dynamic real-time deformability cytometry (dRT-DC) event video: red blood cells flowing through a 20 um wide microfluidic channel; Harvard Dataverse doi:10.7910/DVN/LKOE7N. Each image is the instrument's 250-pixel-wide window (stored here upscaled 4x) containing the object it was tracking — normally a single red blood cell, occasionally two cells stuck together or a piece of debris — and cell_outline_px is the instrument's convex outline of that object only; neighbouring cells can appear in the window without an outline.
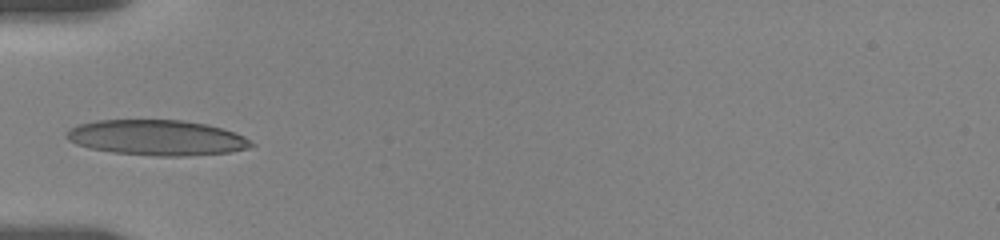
{"species": "human", "species_latin": "Homo sapiens", "temperature_condition": "room temperature", "stored_images_in_passage": 56, "camera_frame_rate_fps": 3000, "um_per_image_px": 0.085, "donor": {"sex": "female"}, "frame": {"image": 1, "passage_image": 1, "time_ms": 0.0, "image_size_px": [1000, 240], "cell_outline_px": [[256, 144], [248, 148], [228, 152], [184, 156], [156, 156], [112, 152], [88, 148], [76, 144], [68, 140], [64, 136], [64, 132], [68, 128], [76, 124], [96, 120], [184, 120], [208, 124], [224, 128], [236, 132], [244, 136]], "centroid_in_image_um": [13.3, 11.69], "position_along_channel_um": 71.7, "area_um2": 38.61}}
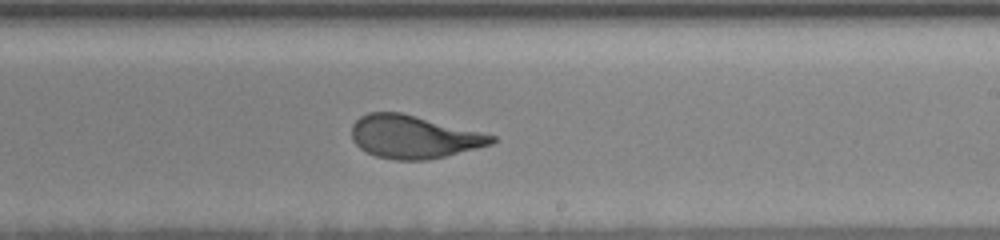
{"frame": {"image": 2, "passage_image": 24, "time_ms": 5.0, "image_size_px": [1000, 240], "cell_outline_px": [[496, 140], [492, 144], [428, 160], [396, 160], [376, 156], [360, 148], [352, 140], [352, 124], [360, 116], [368, 112], [400, 112], [496, 136]], "centroid_in_image_um": [35.12, 11.63], "position_along_channel_um": 253.9, "area_um2": 34.68}}
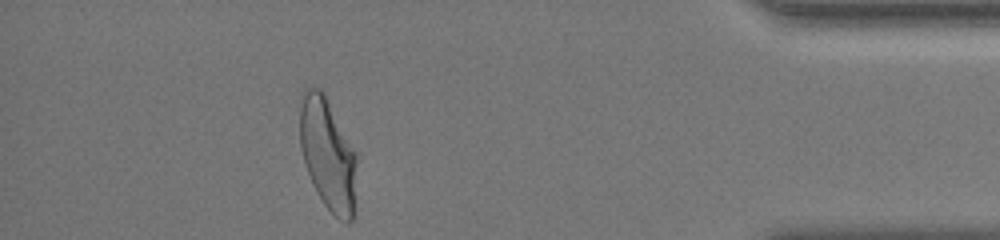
{"frame": {"image": 3, "passage_image": 48, "time_ms": 10.333, "image_size_px": [1000, 240], "cell_outline_px": [[356, 212], [352, 220], [348, 224], [340, 220], [324, 204], [316, 192], [312, 184], [300, 148], [300, 92], [304, 88], [320, 88], [324, 92], [356, 152]], "centroid_in_image_um": [27.88, 13.12], "position_along_channel_um": 407.3, "area_um2": 37.69}, "authors_computed_cell_mechanics": {"area_um2": 35.8938, "velocity_mm_per_s": 3.6427, "shape_relaxation_time_tau1_ms": 4.2325, "shape_relaxation_time_tau2_ms": 0.7322, "deformation_change_tau1": 0.1799, "deformation_change_tau2": 0.0666}}